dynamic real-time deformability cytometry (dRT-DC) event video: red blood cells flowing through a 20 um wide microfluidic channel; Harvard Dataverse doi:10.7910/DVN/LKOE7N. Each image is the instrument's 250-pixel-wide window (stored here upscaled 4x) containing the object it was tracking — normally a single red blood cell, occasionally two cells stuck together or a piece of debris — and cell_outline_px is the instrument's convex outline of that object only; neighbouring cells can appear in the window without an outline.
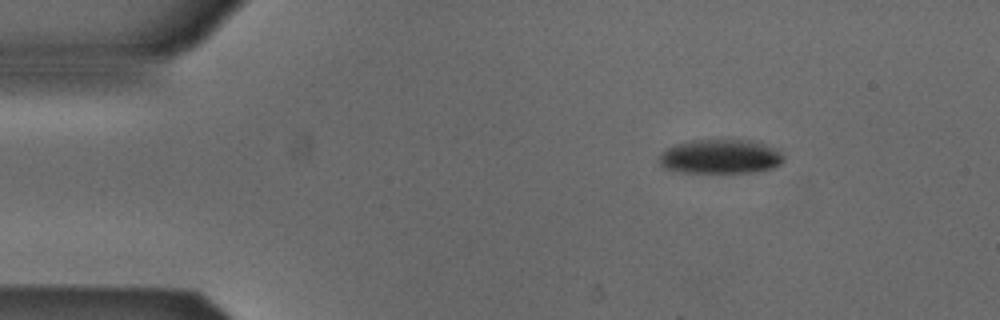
{"species": "Egyptian fruit bat (a non-hibernating species)", "species_latin": "Rousettus aegyptiacus", "temperature_condition": "cold", "stored_images_in_passage": 6, "segment_of_instrument_passage": [2, 2], "camera_frame_rate_fps": 3000, "um_per_image_px": 0.085, "animal": {"sex": "male"}, "frame": {"image": 1, "passage_image": 6, "time_ms": 1.667, "image_size_px": [1000, 320], "cell_outline_px": [[784, 160], [780, 164], [772, 168], [756, 172], [680, 172], [664, 168], [660, 164], [656, 156], [660, 152], [676, 144], [692, 140], [752, 140], [776, 148], [784, 156]], "centroid_in_image_um": [61.21, 13.31], "position_along_channel_um": 23.8, "area_um2": 25.03}}